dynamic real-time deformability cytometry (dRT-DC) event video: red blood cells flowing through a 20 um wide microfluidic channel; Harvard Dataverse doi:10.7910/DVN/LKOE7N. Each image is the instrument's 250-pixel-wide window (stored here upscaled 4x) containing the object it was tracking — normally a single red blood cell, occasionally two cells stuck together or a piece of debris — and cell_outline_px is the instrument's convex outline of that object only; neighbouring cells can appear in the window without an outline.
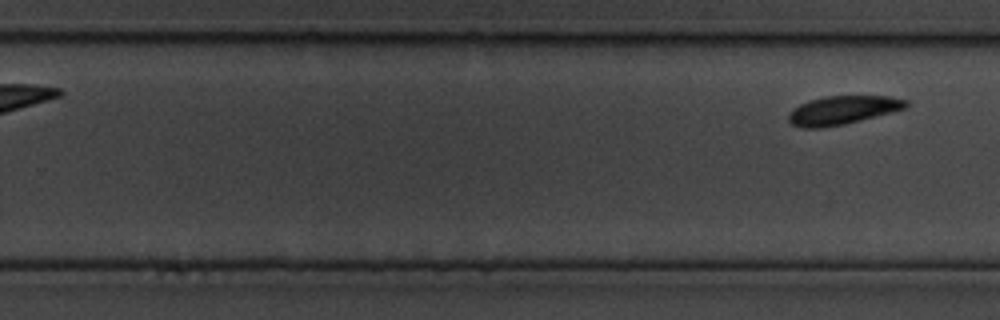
{"species": "common noctule bat (a hibernating species)", "species_latin": "Nyctalus noctula", "temperature_condition": "cold", "stored_images_in_passage": 13, "segment_of_instrument_passage": [2, 2], "camera_frame_rate_fps": 3000, "um_per_image_px": 0.085, "animal": {"sex": "male", "body_mass_g": 19.5, "forearm_length_mm": 54.6}, "frame": {"image": 1, "passage_image": 13, "time_ms": 4.0, "image_size_px": [1000, 320], "cell_outline_px": [[908, 104], [904, 108], [892, 112], [844, 124], [820, 128], [800, 128], [792, 124], [788, 120], [788, 116], [792, 108], [808, 100], [824, 96], [888, 96], [908, 100]], "centroid_in_image_um": [71.58, 9.36], "position_along_channel_um": 258.2, "area_um2": 19.54}}